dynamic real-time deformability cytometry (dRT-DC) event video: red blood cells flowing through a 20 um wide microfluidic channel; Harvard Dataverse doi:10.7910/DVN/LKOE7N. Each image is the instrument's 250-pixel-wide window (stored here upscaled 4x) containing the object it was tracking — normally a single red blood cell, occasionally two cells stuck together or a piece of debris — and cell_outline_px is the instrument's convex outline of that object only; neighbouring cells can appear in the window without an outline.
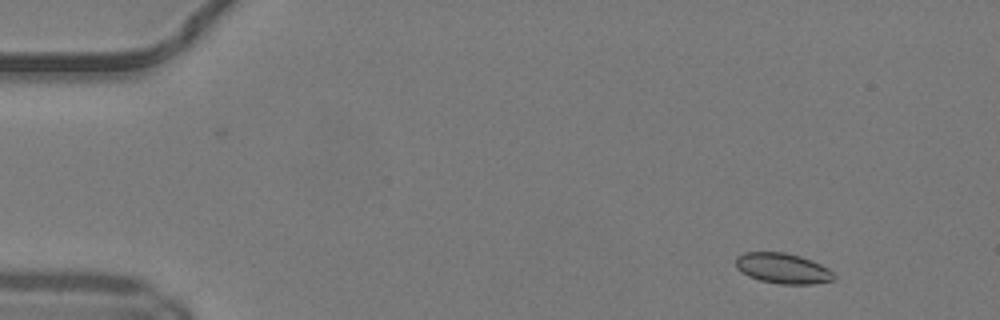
{"species": "common noctule bat (a hibernating species)", "species_latin": "Nyctalus noctula", "temperature_condition": "warm", "stored_images_in_passage": 49, "camera_frame_rate_fps": 3000, "um_per_image_px": 0.085, "animal": {"sex": "male", "body_mass_g": 19.2, "forearm_length_mm": 51.8}, "frame": {"image": 1, "passage_image": 5, "time_ms": 1.333, "image_size_px": [1000, 320], "cell_outline_px": [[836, 276], [832, 280], [812, 284], [780, 284], [760, 280], [748, 276], [736, 268], [736, 256], [744, 252], [784, 252], [800, 256], [812, 260], [828, 268]], "centroid_in_image_um": [66.52, 22.8], "position_along_channel_um": 18.5, "area_um2": 17.4}}
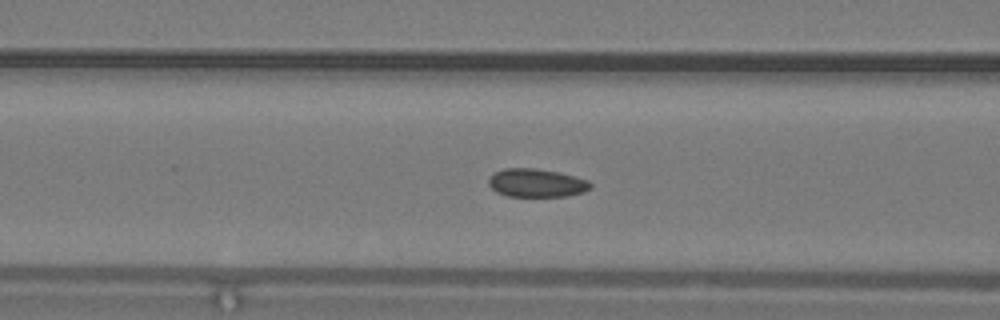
{"frame": {"image": 2, "passage_image": 20, "time_ms": 6.333, "image_size_px": [1000, 320], "cell_outline_px": [[592, 188], [584, 192], [568, 196], [508, 196], [496, 192], [488, 184], [488, 180], [496, 172], [504, 168], [536, 168], [560, 172], [588, 180], [592, 184]], "centroid_in_image_um": [45.64, 15.55], "position_along_channel_um": 121.0, "area_um2": 16.88}}
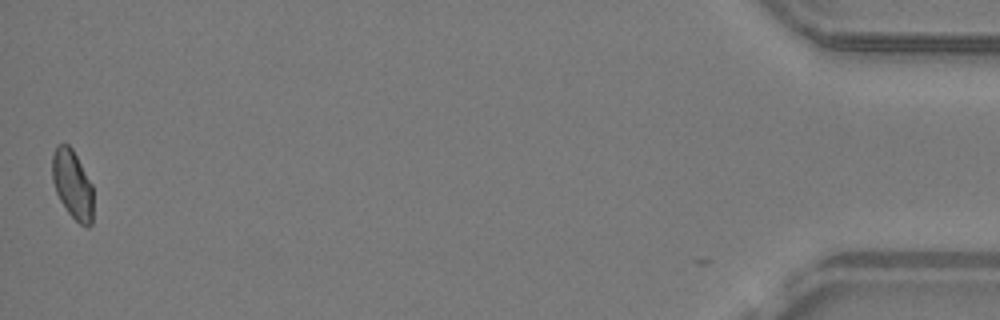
{"frame": {"image": 3, "passage_image": 49, "time_ms": 16.0, "image_size_px": [1000, 320], "cell_outline_px": [[92, 224], [88, 228], [80, 224], [68, 212], [60, 200], [56, 192], [52, 180], [52, 156], [56, 148], [60, 144], [68, 144], [72, 148], [92, 184]], "centroid_in_image_um": [6.16, 15.69], "position_along_channel_um": 429.0, "area_um2": 16.3}, "authors_computed_cell_mechanics": {"area_um2": 17.051, "velocity_mm_per_s": 4.171, "shape_relaxation_time_tau1_ms": null, "shape_relaxation_time_tau2_ms": 2.0554, "deformation_change_tau1": null, "deformation_change_tau2": 0.0413}}